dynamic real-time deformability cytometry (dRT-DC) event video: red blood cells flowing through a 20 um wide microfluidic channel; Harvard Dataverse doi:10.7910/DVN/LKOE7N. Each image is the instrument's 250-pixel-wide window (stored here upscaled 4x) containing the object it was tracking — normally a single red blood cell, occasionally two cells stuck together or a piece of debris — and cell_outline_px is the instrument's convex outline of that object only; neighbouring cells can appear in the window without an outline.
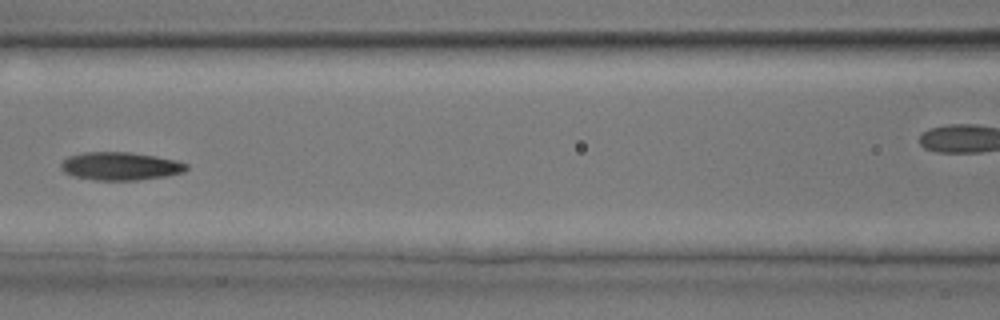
{"species": "common noctule bat (a hibernating species)", "species_latin": "Nyctalus noctula", "temperature_condition": "room temperature", "stored_images_in_passage": 34, "camera_frame_rate_fps": 3000, "um_per_image_px": 0.085, "animal": {"sex": "male", "body_mass_g": 17.9, "forearm_length_mm": 54.2}, "frame": {"image": 1, "passage_image": 15, "time_ms": 4.667, "image_size_px": [1000, 320], "cell_outline_px": [[188, 168], [184, 172], [168, 176], [136, 180], [96, 180], [72, 176], [64, 172], [60, 168], [60, 164], [68, 156], [84, 152], [132, 152], [156, 156], [176, 160], [188, 164]], "centroid_in_image_um": [10.24, 14.12], "position_along_channel_um": 156.4, "area_um2": 20.69}}
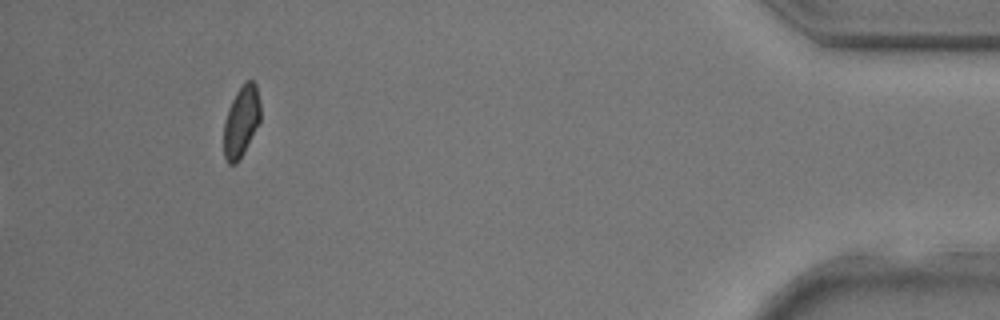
{"frame": {"image": 2, "passage_image": 34, "time_ms": 11.0, "image_size_px": [1000, 320], "cell_outline_px": [[260, 120], [244, 152], [236, 164], [228, 164], [224, 156], [224, 120], [228, 108], [236, 92], [244, 80], [252, 80], [256, 84], [260, 100]], "centroid_in_image_um": [20.5, 10.29], "position_along_channel_um": 414.7, "area_um2": 15.26}}